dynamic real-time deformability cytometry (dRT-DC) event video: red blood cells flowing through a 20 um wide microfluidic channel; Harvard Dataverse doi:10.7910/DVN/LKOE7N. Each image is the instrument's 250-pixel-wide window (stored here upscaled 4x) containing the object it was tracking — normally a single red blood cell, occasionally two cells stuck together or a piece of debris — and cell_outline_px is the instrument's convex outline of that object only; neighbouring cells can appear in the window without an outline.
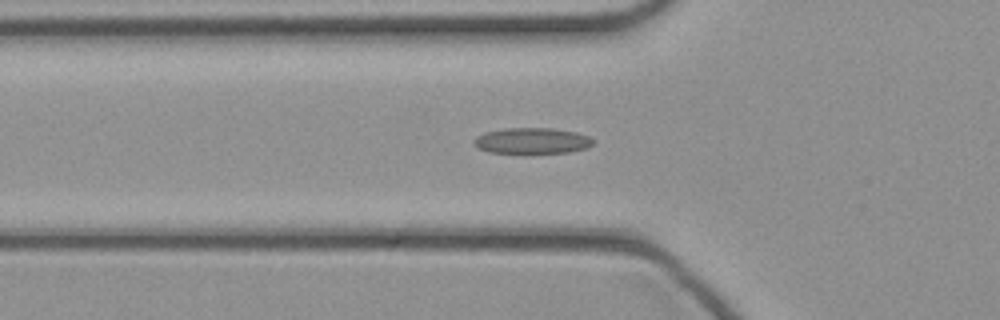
{"species": "common noctule bat (a hibernating species)", "species_latin": "Nyctalus noctula", "temperature_condition": "cold", "stored_images_in_passage": 40, "camera_frame_rate_fps": 3000, "um_per_image_px": 0.085, "animal": {"sex": "female", "body_mass_g": 21.9}, "frame": {"image": 1, "passage_image": 15, "time_ms": 4.667, "image_size_px": [1000, 320], "cell_outline_px": [[596, 140], [588, 148], [568, 152], [488, 152], [480, 148], [472, 140], [476, 136], [484, 132], [504, 128], [552, 128], [576, 132], [588, 136]], "centroid_in_image_um": [45.25, 11.94], "position_along_channel_um": 80.6, "area_um2": 17.8}}
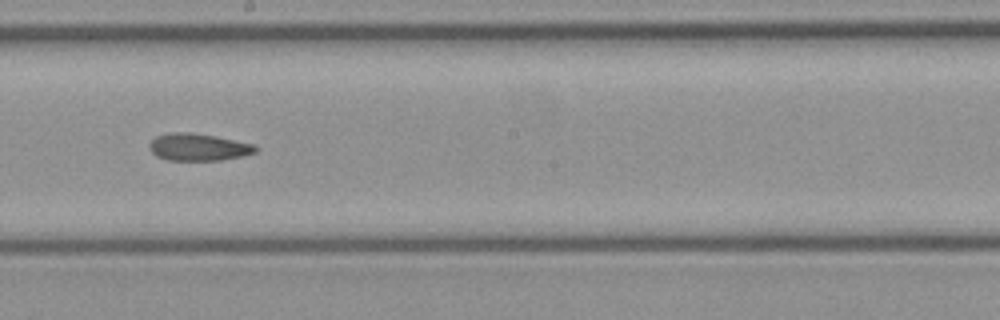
{"frame": {"image": 2, "passage_image": 25, "time_ms": 8.0, "image_size_px": [1000, 320], "cell_outline_px": [[260, 148], [256, 152], [244, 156], [220, 160], [168, 160], [156, 156], [148, 148], [148, 144], [156, 136], [172, 132], [188, 132], [212, 136], [256, 144]], "centroid_in_image_um": [16.88, 12.51], "position_along_channel_um": 231.3, "area_um2": 16.88}}
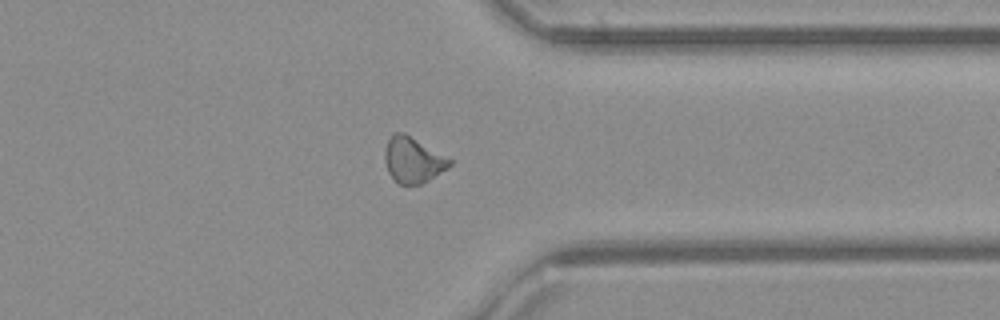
{"frame": {"image": 3, "passage_image": 35, "time_ms": 11.333, "image_size_px": [1000, 320], "cell_outline_px": [[452, 164], [448, 168], [428, 180], [420, 184], [400, 184], [388, 172], [384, 160], [384, 152], [388, 140], [392, 132], [404, 132], [452, 160]], "centroid_in_image_um": [35.08, 13.58], "position_along_channel_um": 376.3, "area_um2": 17.05}}